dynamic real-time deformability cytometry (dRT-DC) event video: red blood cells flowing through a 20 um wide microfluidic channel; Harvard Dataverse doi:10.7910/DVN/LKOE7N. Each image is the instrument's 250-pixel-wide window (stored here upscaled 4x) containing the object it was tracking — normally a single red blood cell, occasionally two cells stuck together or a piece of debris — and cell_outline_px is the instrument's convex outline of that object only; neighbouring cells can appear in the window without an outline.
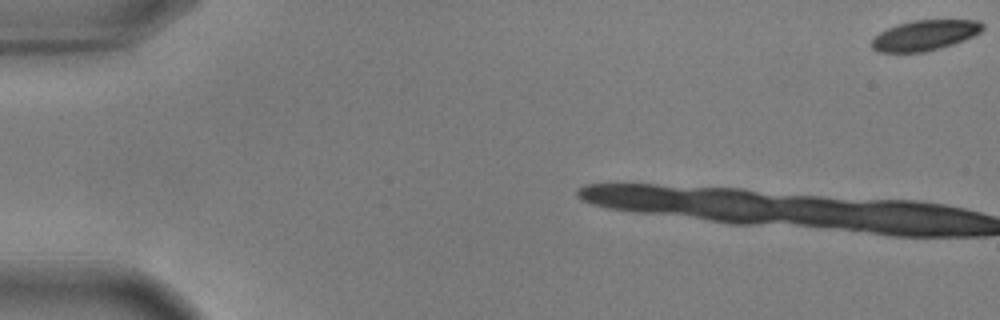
{"species": "common noctule bat (a hibernating species)", "species_latin": "Nyctalus noctula", "temperature_condition": "warm", "stored_images_in_passage": 8, "camera_frame_rate_fps": 3000, "um_per_image_px": 0.085, "animal": {"sex": "male", "body_mass_g": 17.9, "forearm_length_mm": 54.2}, "frame": {"image": 1, "passage_image": 1, "time_ms": 0.0, "image_size_px": [1000, 320], "cell_outline_px": [[984, 28], [980, 32], [972, 36], [952, 44], [924, 52], [876, 52], [872, 48], [872, 40], [880, 32], [896, 24], [912, 20], [980, 20], [984, 24]], "centroid_in_image_um": [78.6, 2.99], "position_along_channel_um": 6.4, "area_um2": 19.48}}